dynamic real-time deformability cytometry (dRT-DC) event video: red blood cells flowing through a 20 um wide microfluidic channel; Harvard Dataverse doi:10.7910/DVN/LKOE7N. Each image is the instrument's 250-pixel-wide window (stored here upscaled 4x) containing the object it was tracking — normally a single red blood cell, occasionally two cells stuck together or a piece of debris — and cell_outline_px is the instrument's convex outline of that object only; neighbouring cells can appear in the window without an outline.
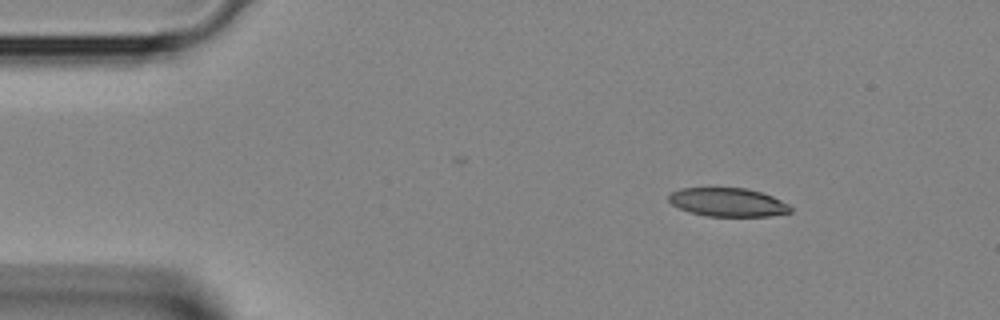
{"species": "Egyptian fruit bat (a non-hibernating species)", "species_latin": "Rousettus aegyptiacus", "temperature_condition": "room temperature", "stored_images_in_passage": 2, "camera_frame_rate_fps": 3000, "um_per_image_px": 0.085, "animal": {"sex": "female"}, "frame": {"image": 1, "passage_image": 1, "time_ms": 0.0, "image_size_px": [1000, 320], "cell_outline_px": [[792, 212], [768, 216], [704, 216], [680, 208], [672, 204], [668, 200], [668, 196], [672, 192], [680, 188], [748, 188], [772, 196], [788, 204], [792, 208]], "centroid_in_image_um": [61.87, 17.19], "position_along_channel_um": 23.1, "area_um2": 20.17}}